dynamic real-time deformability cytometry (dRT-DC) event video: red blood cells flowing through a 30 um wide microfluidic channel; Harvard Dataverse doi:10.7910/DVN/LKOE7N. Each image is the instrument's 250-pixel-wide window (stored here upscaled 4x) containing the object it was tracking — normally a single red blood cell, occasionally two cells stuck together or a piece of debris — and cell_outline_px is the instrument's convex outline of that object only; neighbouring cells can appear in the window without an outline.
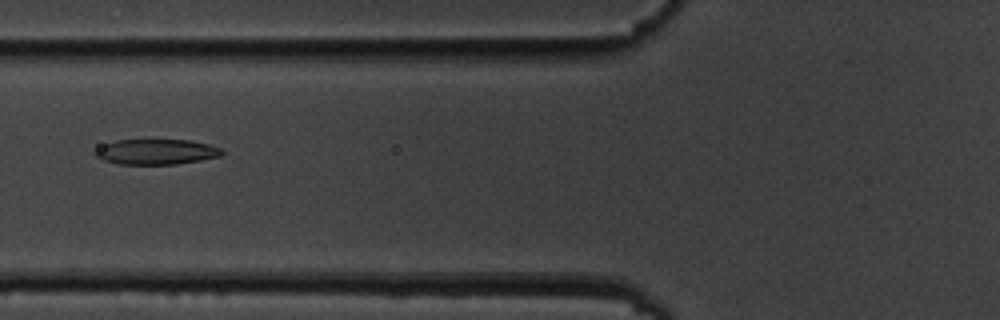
{"species": "common noctule bat (a hibernating species)", "species_latin": "Nyctalus noctula", "temperature_condition": "cold", "stored_images_in_passage": 15, "camera_frame_rate_fps": 3000, "um_per_image_px": 0.085, "animal": {"sex": "male", "body_mass_g": 19.5, "forearm_length_mm": 54.6}, "frame": {"image": 1, "passage_image": 6, "time_ms": 6.667, "image_size_px": [1000, 320], "cell_outline_px": [[224, 152], [220, 156], [200, 160], [176, 164], [116, 164], [104, 160], [96, 156], [92, 152], [96, 148], [104, 144], [116, 140], [188, 140], [208, 144], [220, 148]], "centroid_in_image_um": [13.24, 12.9], "position_along_channel_um": 112.6, "area_um2": 18.67}}
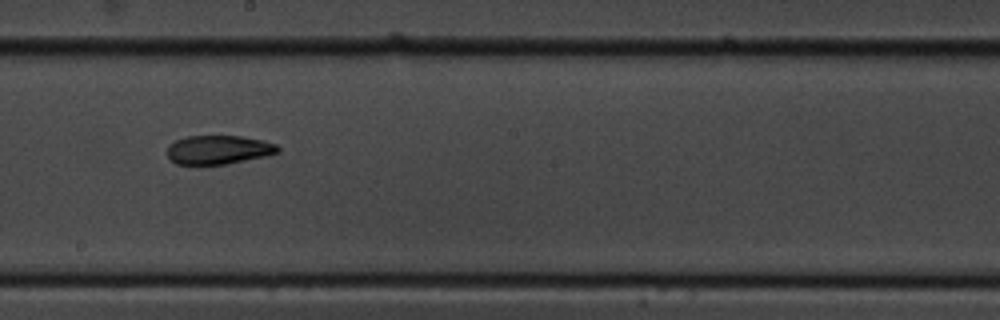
{"frame": {"image": 2, "passage_image": 9, "time_ms": 10.0, "image_size_px": [1000, 320], "cell_outline_px": [[280, 152], [264, 156], [228, 164], [176, 164], [168, 160], [168, 148], [176, 140], [188, 136], [240, 136], [264, 140], [276, 144], [280, 148]], "centroid_in_image_um": [18.59, 12.73], "position_along_channel_um": 229.6, "area_um2": 18.55}}
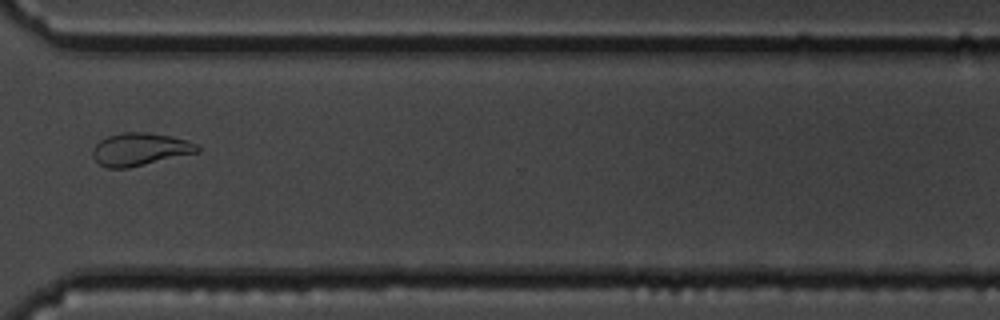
{"frame": {"image": 3, "passage_image": 12, "time_ms": 13.667, "image_size_px": [1000, 320], "cell_outline_px": [[200, 152], [128, 168], [108, 168], [100, 164], [92, 156], [92, 152], [96, 144], [100, 140], [108, 136], [120, 132], [148, 132], [188, 140], [196, 144], [200, 148]], "centroid_in_image_um": [11.9, 12.69], "position_along_channel_um": 358.7, "area_um2": 19.94}, "authors_computed_cell_mechanics": {"area_um2": 19.941, "velocity_mm_per_s": 3.522, "shape_relaxation_time_tau1_ms": 6.0106, "shape_relaxation_time_tau2_ms": 2.1966, "deformation_change_tau1": 0.1643, "deformation_change_tau2": 0.0732}}